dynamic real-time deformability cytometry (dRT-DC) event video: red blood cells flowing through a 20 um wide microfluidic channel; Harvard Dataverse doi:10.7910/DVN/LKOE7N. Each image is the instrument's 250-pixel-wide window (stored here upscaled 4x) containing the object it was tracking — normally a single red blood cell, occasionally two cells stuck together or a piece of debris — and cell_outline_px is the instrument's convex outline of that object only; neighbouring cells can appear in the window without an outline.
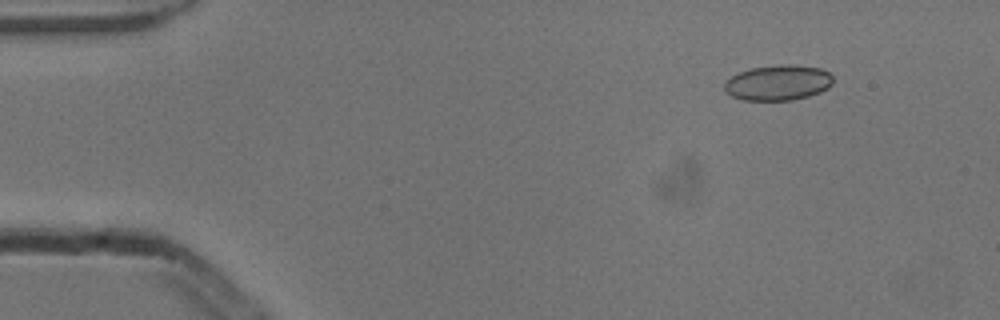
{"species": "common noctule bat (a hibernating species)", "species_latin": "Nyctalus noctula", "temperature_condition": "cold", "stored_images_in_passage": 5, "camera_frame_rate_fps": 3000, "um_per_image_px": 0.085, "animal": {"sex": "male", "body_mass_g": 13.3}, "frame": {"image": 1, "passage_image": 2, "time_ms": 0.333, "image_size_px": [1000, 320], "cell_outline_px": [[832, 84], [828, 88], [820, 92], [808, 96], [792, 100], [744, 100], [732, 96], [724, 92], [724, 84], [732, 76], [740, 72], [752, 68], [780, 64], [792, 64], [820, 68], [828, 72], [832, 76]], "centroid_in_image_um": [66.14, 7.03], "position_along_channel_um": 18.9, "area_um2": 22.37}}
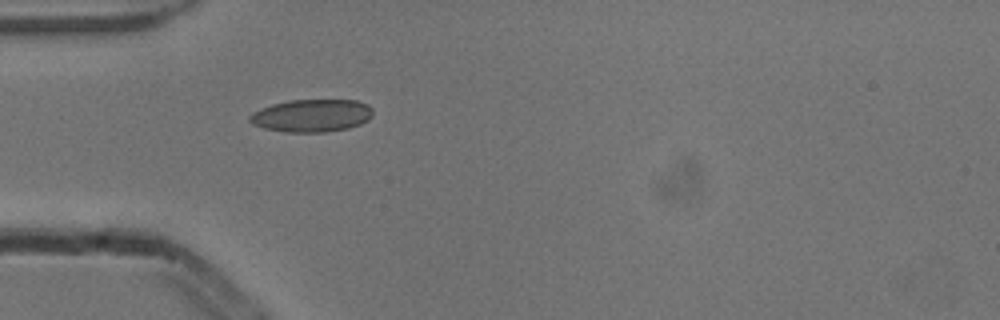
{"frame": {"image": 2, "passage_image": 5, "time_ms": 1.333, "image_size_px": [1000, 320], "cell_outline_px": [[372, 116], [368, 120], [360, 124], [348, 128], [324, 132], [284, 132], [264, 128], [252, 124], [248, 120], [248, 116], [252, 112], [260, 108], [272, 104], [288, 100], [356, 100], [368, 104], [372, 108]], "centroid_in_image_um": [26.47, 9.82], "position_along_channel_um": 58.5, "area_um2": 23.64}}